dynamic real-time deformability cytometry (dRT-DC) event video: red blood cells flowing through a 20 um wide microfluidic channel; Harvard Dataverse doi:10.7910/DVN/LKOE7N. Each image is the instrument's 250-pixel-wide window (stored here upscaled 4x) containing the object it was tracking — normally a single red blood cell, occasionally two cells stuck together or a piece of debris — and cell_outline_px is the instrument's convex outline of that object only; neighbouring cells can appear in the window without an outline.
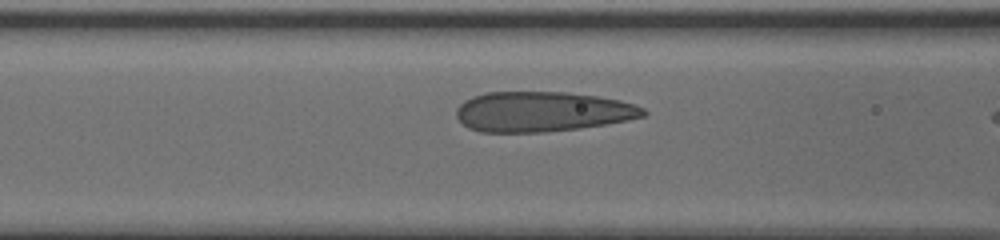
{"species": "human", "species_latin": "Homo sapiens", "temperature_condition": "cold", "stored_images_in_passage": 9, "camera_frame_rate_fps": 3000, "um_per_image_px": 0.085, "donor": {"sex": "male"}, "frame": {"image": 1, "passage_image": 7, "time_ms": 2.0, "image_size_px": [1000, 240], "cell_outline_px": [[648, 112], [644, 116], [628, 120], [580, 128], [544, 132], [480, 132], [468, 128], [456, 116], [456, 108], [464, 100], [472, 96], [484, 92], [568, 92], [596, 96], [620, 100], [644, 108]], "centroid_in_image_um": [46.06, 9.49], "position_along_channel_um": 120.5, "area_um2": 43.75}}